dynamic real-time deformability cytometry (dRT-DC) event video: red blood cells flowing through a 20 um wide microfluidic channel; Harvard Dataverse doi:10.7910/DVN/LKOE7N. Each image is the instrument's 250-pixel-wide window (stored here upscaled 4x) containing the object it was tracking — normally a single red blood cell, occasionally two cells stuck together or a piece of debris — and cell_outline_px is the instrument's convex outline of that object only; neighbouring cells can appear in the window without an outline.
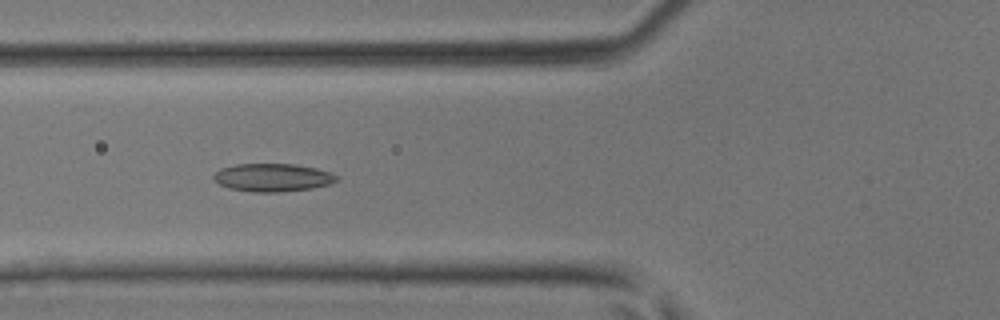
{"species": "common noctule bat (a hibernating species)", "species_latin": "Nyctalus noctula", "temperature_condition": "room temperature", "stored_images_in_passage": 47, "camera_frame_rate_fps": 3000, "um_per_image_px": 0.085, "animal": {"sex": "male", "body_mass_g": 17.9, "forearm_length_mm": 54.2}, "frame": {"image": 1, "passage_image": 18, "time_ms": 5.667, "image_size_px": [1000, 320], "cell_outline_px": [[340, 180], [328, 184], [312, 188], [280, 192], [252, 192], [228, 188], [220, 184], [212, 176], [220, 168], [236, 164], [296, 164], [316, 168], [332, 172], [340, 176]], "centroid_in_image_um": [23.22, 15.08], "position_along_channel_um": 102.6, "area_um2": 20.23}}
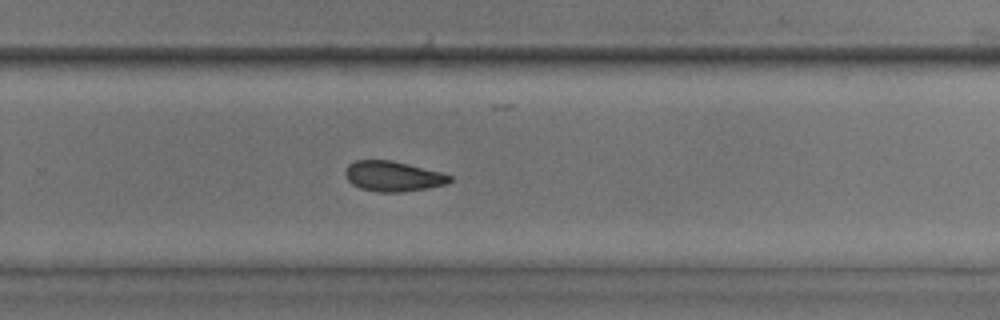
{"frame": {"image": 2, "passage_image": 31, "time_ms": 10.0, "image_size_px": [1000, 320], "cell_outline_px": [[452, 180], [448, 184], [428, 188], [400, 192], [380, 192], [360, 188], [352, 184], [348, 180], [344, 172], [348, 164], [356, 160], [392, 160], [440, 172], [452, 176]], "centroid_in_image_um": [33.4, 14.98], "position_along_channel_um": 296.4, "area_um2": 18.38}}
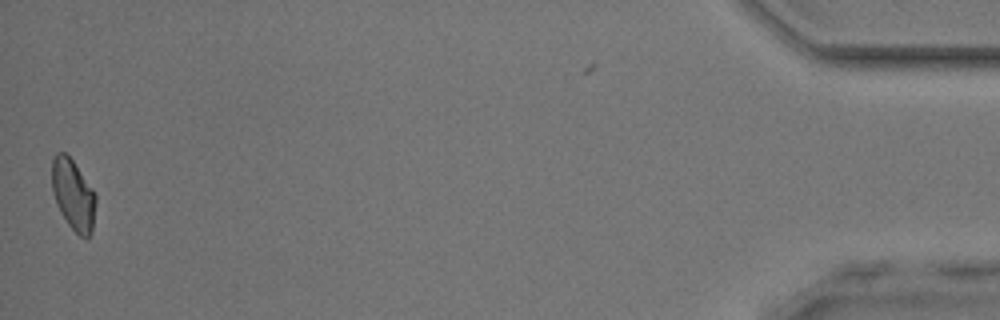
{"frame": {"image": 3, "passage_image": 46, "time_ms": 15.0, "image_size_px": [1000, 320], "cell_outline_px": [[96, 204], [92, 232], [88, 236], [80, 236], [68, 224], [60, 212], [56, 204], [52, 192], [52, 160], [56, 152], [64, 152], [72, 160], [92, 188], [96, 196]], "centroid_in_image_um": [6.21, 16.55], "position_along_channel_um": 429.0, "area_um2": 17.98}}